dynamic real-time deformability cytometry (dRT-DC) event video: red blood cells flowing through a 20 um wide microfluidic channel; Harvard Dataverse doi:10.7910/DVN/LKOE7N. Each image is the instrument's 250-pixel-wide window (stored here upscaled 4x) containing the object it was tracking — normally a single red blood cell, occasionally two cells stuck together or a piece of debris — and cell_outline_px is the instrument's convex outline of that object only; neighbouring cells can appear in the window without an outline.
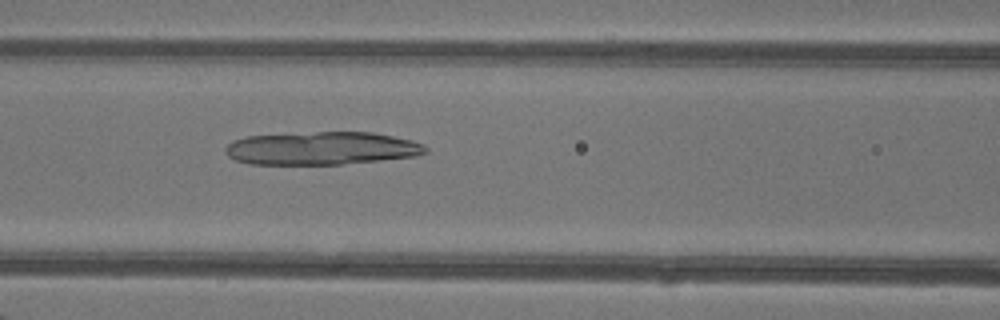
{"species": "common noctule bat (a hibernating species)", "species_latin": "Nyctalus noctula", "temperature_condition": "warm", "stored_images_in_passage": 41, "camera_frame_rate_fps": 3000, "um_per_image_px": 0.085, "animal": {"sex": "female"}, "frame": {"image": 1, "passage_image": 15, "time_ms": 4.667, "image_size_px": [1000, 320], "cell_outline_px": [[428, 152], [416, 156], [340, 164], [248, 164], [236, 160], [228, 156], [224, 148], [232, 140], [248, 136], [316, 132], [372, 132], [412, 140], [424, 144], [428, 148]], "centroid_in_image_um": [27.35, 12.6], "position_along_channel_um": 139.3, "area_um2": 38.44}}
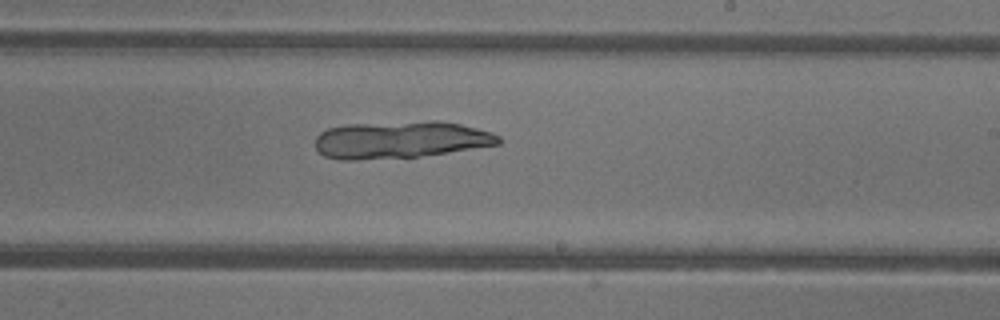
{"frame": {"image": 2, "passage_image": 23, "time_ms": 7.333, "image_size_px": [1000, 320], "cell_outline_px": [[504, 140], [500, 144], [448, 152], [420, 156], [352, 160], [340, 160], [324, 156], [316, 148], [316, 136], [320, 132], [328, 128], [348, 124], [432, 120], [436, 120], [460, 124], [492, 132], [500, 136]], "centroid_in_image_um": [34.05, 11.87], "position_along_channel_um": 255.0, "area_um2": 39.82}}
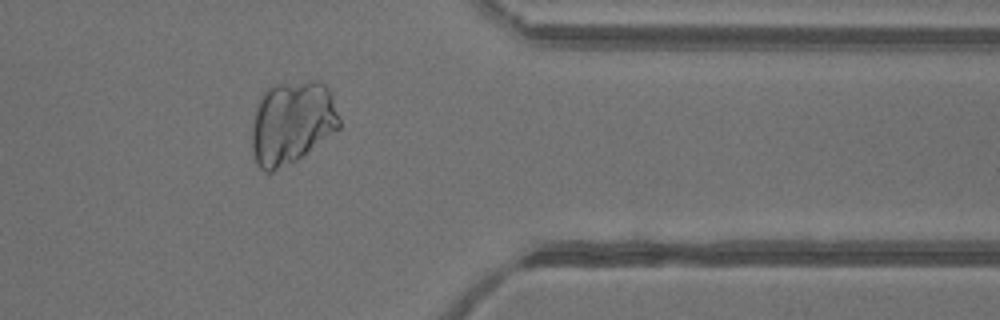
{"frame": {"image": 3, "passage_image": 33, "time_ms": 10.667, "image_size_px": [1000, 320], "cell_outline_px": [[340, 128], [304, 156], [272, 172], [264, 172], [256, 164], [252, 152], [252, 120], [260, 96], [268, 84], [308, 80], [320, 80], [328, 88], [332, 96], [340, 120]], "centroid_in_image_um": [24.8, 10.39], "position_along_channel_um": 386.6, "area_um2": 43.23}}